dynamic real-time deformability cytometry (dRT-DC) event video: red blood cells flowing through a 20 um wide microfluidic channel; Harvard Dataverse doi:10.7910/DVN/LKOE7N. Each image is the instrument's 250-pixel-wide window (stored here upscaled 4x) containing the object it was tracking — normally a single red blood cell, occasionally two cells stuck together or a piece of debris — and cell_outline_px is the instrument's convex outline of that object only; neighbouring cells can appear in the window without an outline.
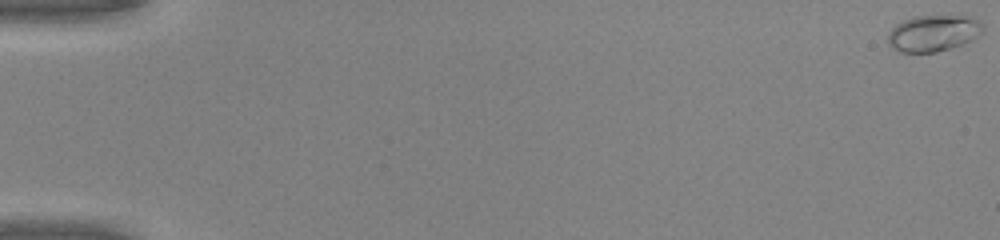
{"species": "common noctule bat (a hibernating species)", "species_latin": "Nyctalus noctula", "temperature_condition": "warm", "stored_images_in_passage": 51, "camera_frame_rate_fps": 3000, "um_per_image_px": 0.085, "animal": {"sex": "male", "body_mass_g": 20.0, "forearm_length_mm": 53.3}, "frame": {"image": 1, "passage_image": 1, "time_ms": 0.0, "image_size_px": [1000, 240], "cell_outline_px": [[984, 32], [980, 36], [964, 44], [936, 52], [900, 52], [892, 48], [888, 44], [888, 32], [896, 24], [912, 16], [964, 12], [972, 16], [984, 24]], "centroid_in_image_um": [79.42, 2.75], "position_along_channel_um": 5.6, "area_um2": 21.33}}
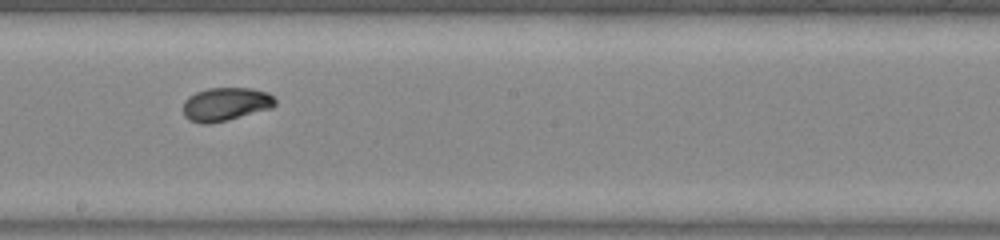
{"frame": {"image": 2, "passage_image": 30, "time_ms": 9.667, "image_size_px": [1000, 240], "cell_outline_px": [[276, 104], [272, 108], [208, 124], [200, 124], [188, 120], [184, 116], [184, 100], [188, 96], [196, 92], [208, 88], [252, 88], [268, 92], [276, 100]], "centroid_in_image_um": [19.16, 8.84], "position_along_channel_um": 229.0, "area_um2": 17.86}}
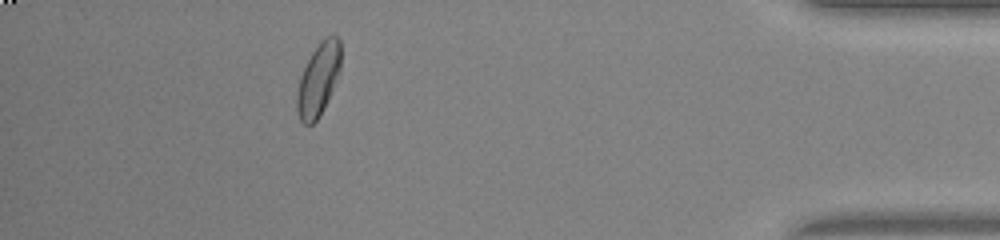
{"frame": {"image": 3, "passage_image": 46, "time_ms": 15.0, "image_size_px": [1000, 240], "cell_outline_px": [[340, 72], [324, 108], [320, 116], [312, 124], [304, 124], [300, 120], [296, 108], [296, 96], [300, 76], [312, 52], [320, 40], [324, 36], [340, 36]], "centroid_in_image_um": [27.06, 6.74], "position_along_channel_um": 408.1, "area_um2": 18.61}, "authors_computed_cell_mechanics": {"area_um2": 17.918, "velocity_mm_per_s": 4.2332, "shape_relaxation_time_tau1_ms": 3.8001, "shape_relaxation_time_tau2_ms": 0.9941, "deformation_change_tau1": 0.1451, "deformation_change_tau2": 0.0368}}